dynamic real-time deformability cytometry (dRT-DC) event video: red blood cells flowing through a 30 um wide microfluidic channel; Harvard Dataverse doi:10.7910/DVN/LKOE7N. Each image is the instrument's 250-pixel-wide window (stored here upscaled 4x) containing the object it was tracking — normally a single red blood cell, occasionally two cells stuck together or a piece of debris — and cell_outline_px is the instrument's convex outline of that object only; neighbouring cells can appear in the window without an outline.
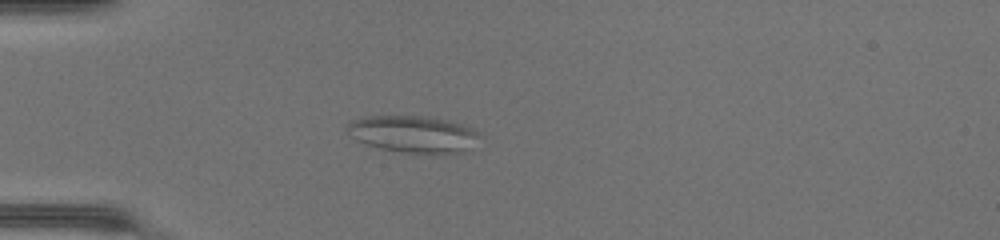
{"species": "common noctule bat (a hibernating species)", "species_latin": "Nyctalus noctula", "temperature_condition": "warm", "stored_images_in_passage": 41, "camera_frame_rate_fps": 3000, "um_per_image_px": 0.085, "animal": {"sex": "female", "body_mass_g": 17.0, "forearm_length_mm": 48.0}, "frame": {"image": 1, "passage_image": 7, "time_ms": 2.0, "image_size_px": [1000, 240], "cell_outline_px": [[480, 136], [464, 152], [428, 156], [380, 148], [356, 140], [348, 136], [344, 132], [344, 128], [352, 120], [368, 116], [428, 116], [448, 120], [464, 124], [480, 132]], "centroid_in_image_um": [35.12, 11.41], "position_along_channel_um": 49.9, "area_um2": 29.19}}
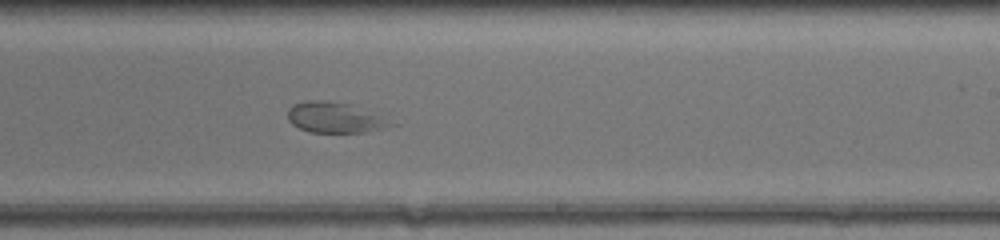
{"frame": {"image": 2, "passage_image": 23, "time_ms": 7.333, "image_size_px": [1000, 240], "cell_outline_px": [[400, 124], [364, 132], [308, 132], [292, 124], [288, 120], [288, 108], [292, 104], [304, 100], [324, 100], [352, 104]], "centroid_in_image_um": [28.44, 9.98], "position_along_channel_um": 260.6, "area_um2": 18.5}}
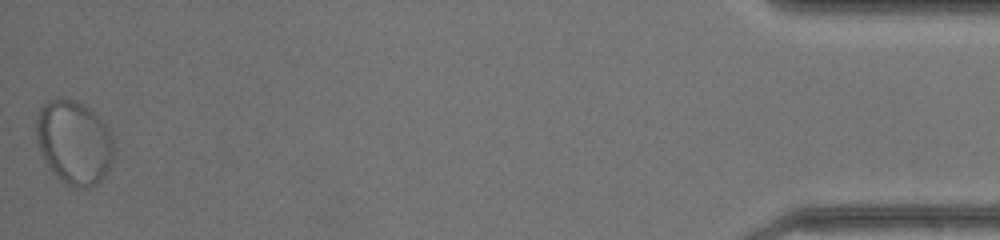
{"frame": {"image": 3, "passage_image": 41, "time_ms": 13.333, "image_size_px": [1000, 240], "cell_outline_px": [[112, 160], [108, 172], [92, 188], [80, 188], [68, 184], [56, 176], [48, 168], [40, 152], [36, 140], [36, 120], [40, 108], [48, 100], [76, 100], [84, 104], [96, 112], [108, 128], [112, 136]], "centroid_in_image_um": [6.29, 12.11], "position_along_channel_um": 428.9, "area_um2": 38.03}}